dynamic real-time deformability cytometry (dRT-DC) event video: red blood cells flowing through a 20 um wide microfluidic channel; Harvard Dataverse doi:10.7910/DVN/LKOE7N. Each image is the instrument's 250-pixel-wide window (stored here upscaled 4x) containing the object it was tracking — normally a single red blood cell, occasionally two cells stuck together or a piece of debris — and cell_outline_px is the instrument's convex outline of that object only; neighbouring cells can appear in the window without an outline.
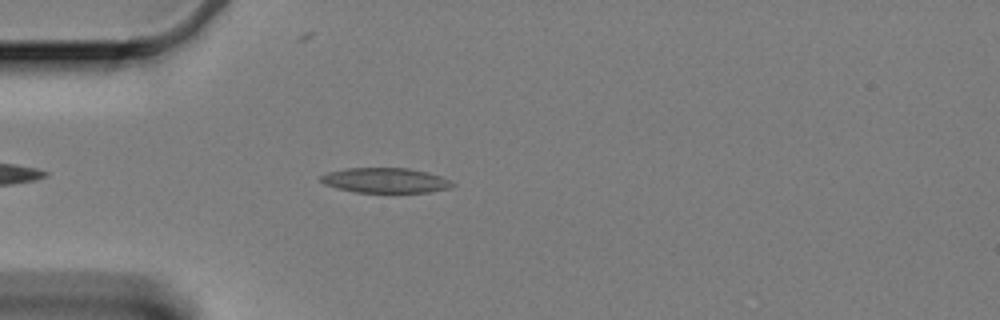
{"species": "Egyptian fruit bat (a non-hibernating species)", "species_latin": "Rousettus aegyptiacus", "temperature_condition": "cold", "stored_images_in_passage": 49, "camera_frame_rate_fps": 3000, "um_per_image_px": 0.085, "animal": {"sex": "female"}, "frame": {"image": 1, "passage_image": 6, "time_ms": 1.667, "image_size_px": [1000, 320], "cell_outline_px": [[456, 184], [448, 188], [428, 192], [356, 192], [336, 188], [324, 184], [320, 180], [320, 176], [328, 172], [344, 168], [408, 168], [428, 172], [440, 176]], "centroid_in_image_um": [32.72, 15.32], "position_along_channel_um": 52.3, "area_um2": 19.07}}
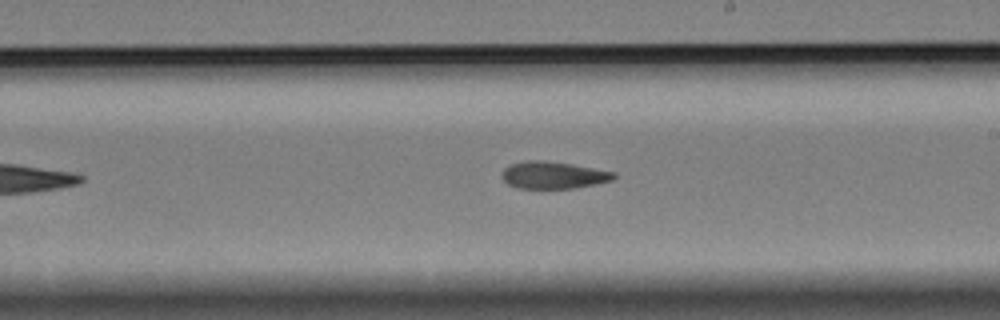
{"frame": {"image": 2, "passage_image": 24, "time_ms": 7.667, "image_size_px": [1000, 320], "cell_outline_px": [[616, 176], [612, 180], [596, 184], [576, 188], [516, 188], [508, 184], [500, 176], [504, 168], [512, 164], [528, 160], [544, 160], [572, 164], [616, 172]], "centroid_in_image_um": [47.03, 14.88], "position_along_channel_um": 242.0, "area_um2": 17.74}}
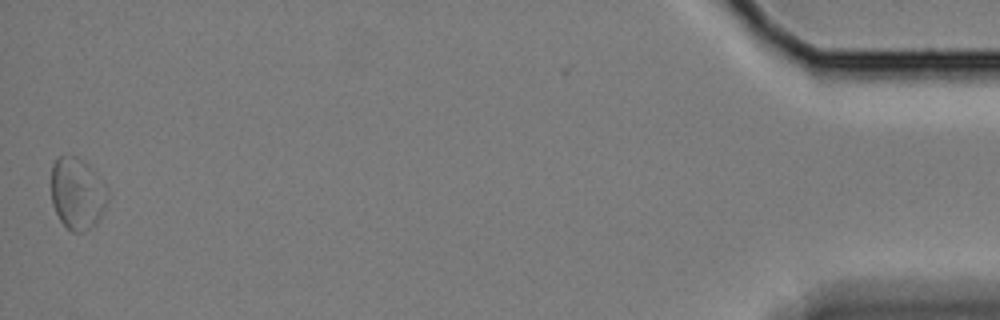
{"frame": {"image": 3, "passage_image": 49, "time_ms": 16.0, "image_size_px": [1000, 320], "cell_outline_px": [[108, 200], [96, 224], [84, 232], [72, 232], [60, 220], [52, 204], [52, 164], [56, 156], [76, 156], [84, 160], [104, 180], [108, 188]], "centroid_in_image_um": [6.59, 16.42], "position_along_channel_um": 428.6, "area_um2": 23.93}}